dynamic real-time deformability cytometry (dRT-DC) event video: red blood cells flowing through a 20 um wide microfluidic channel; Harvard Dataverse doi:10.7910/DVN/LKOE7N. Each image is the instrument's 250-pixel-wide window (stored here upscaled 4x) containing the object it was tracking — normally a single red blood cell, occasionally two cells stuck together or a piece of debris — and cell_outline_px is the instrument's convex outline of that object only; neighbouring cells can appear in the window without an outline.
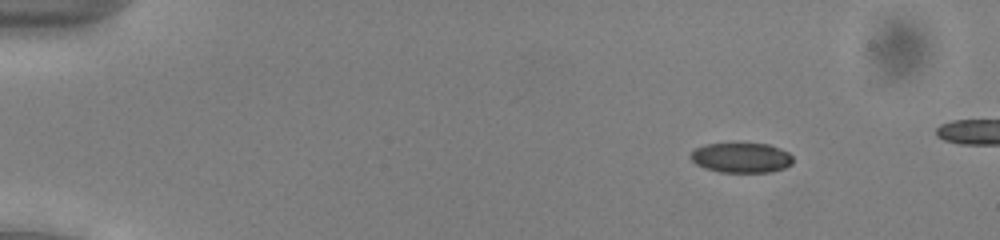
{"species": "common noctule bat (a hibernating species)", "species_latin": "Nyctalus noctula", "temperature_condition": "cold", "stored_images_in_passage": 52, "camera_frame_rate_fps": 3000, "um_per_image_px": 0.085, "animal": {"sex": "male", "body_mass_g": 13.0, "forearm_length_mm": 53.1}, "frame": {"image": 1, "passage_image": 8, "time_ms": 2.333, "image_size_px": [1000, 240], "cell_outline_px": [[792, 164], [784, 168], [772, 172], [720, 172], [704, 168], [696, 164], [688, 156], [696, 148], [704, 144], [732, 140], [740, 140], [768, 144], [780, 148], [788, 152], [792, 156]], "centroid_in_image_um": [62.98, 13.34], "position_along_channel_um": 22.0, "area_um2": 18.9}}
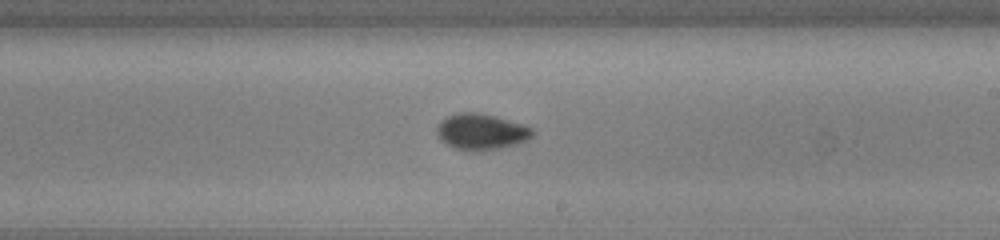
{"frame": {"image": 2, "passage_image": 33, "time_ms": 10.667, "image_size_px": [1000, 240], "cell_outline_px": [[532, 136], [528, 140], [520, 144], [472, 152], [456, 148], [440, 140], [436, 136], [436, 128], [448, 116], [460, 112], [476, 112], [496, 116], [532, 128]], "centroid_in_image_um": [40.9, 11.21], "position_along_channel_um": 248.1, "area_um2": 19.88}}
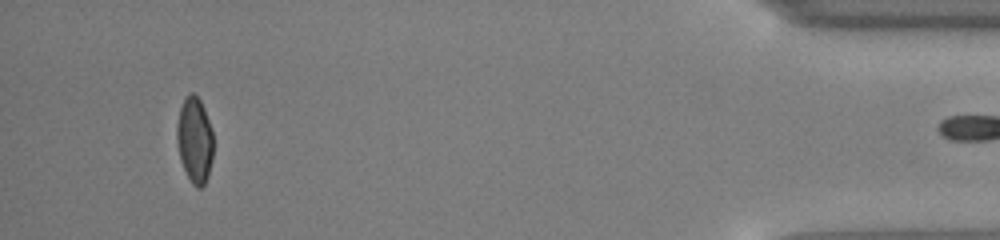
{"frame": {"image": 3, "passage_image": 51, "time_ms": 16.667, "image_size_px": [1000, 240], "cell_outline_px": [[212, 160], [208, 176], [204, 184], [200, 188], [196, 188], [192, 184], [180, 160], [176, 140], [176, 124], [180, 108], [188, 92], [192, 92], [200, 100], [204, 108], [212, 132]], "centroid_in_image_um": [16.53, 11.91], "position_along_channel_um": 418.7, "area_um2": 18.21}}